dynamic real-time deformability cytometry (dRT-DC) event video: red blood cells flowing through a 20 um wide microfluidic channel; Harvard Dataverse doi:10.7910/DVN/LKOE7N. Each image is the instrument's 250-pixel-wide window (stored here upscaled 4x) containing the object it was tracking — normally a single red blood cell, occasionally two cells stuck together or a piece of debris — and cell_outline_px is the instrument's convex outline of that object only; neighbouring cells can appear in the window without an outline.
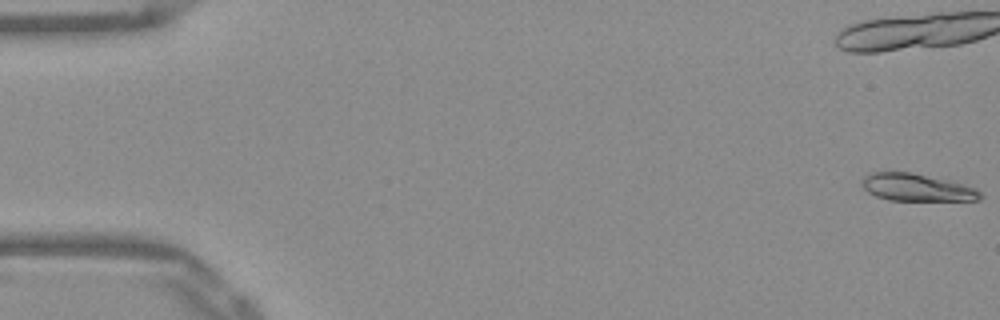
{"species": "Egyptian fruit bat (a non-hibernating species)", "species_latin": "Rousettus aegyptiacus", "temperature_condition": "warm", "stored_images_in_passage": 20, "camera_frame_rate_fps": 3000, "um_per_image_px": 0.085, "frame": {"image": 1, "passage_image": 1, "time_ms": 0.0, "image_size_px": [1000, 320], "cell_outline_px": [[984, 196], [980, 200], [888, 200], [876, 196], [868, 192], [860, 184], [860, 180], [868, 172], [912, 172], [948, 180], [976, 188]], "centroid_in_image_um": [77.89, 15.93], "position_along_channel_um": 7.1, "area_um2": 18.96}}